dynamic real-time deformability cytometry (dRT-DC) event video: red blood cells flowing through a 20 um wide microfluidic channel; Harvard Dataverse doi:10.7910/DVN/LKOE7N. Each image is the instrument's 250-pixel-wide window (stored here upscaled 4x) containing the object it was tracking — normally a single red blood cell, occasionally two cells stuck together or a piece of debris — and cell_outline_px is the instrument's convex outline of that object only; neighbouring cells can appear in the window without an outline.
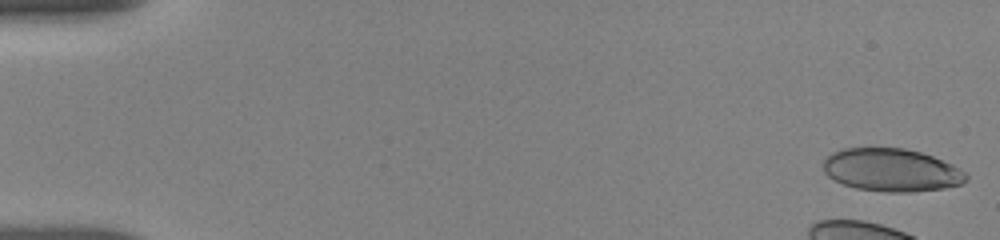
{"species": "human", "species_latin": "Homo sapiens", "temperature_condition": "room temperature", "stored_images_in_passage": 5, "camera_frame_rate_fps": 3000, "um_per_image_px": 0.085, "donor": {"sex": "female"}, "frame": {"image": 1, "passage_image": 1, "time_ms": 0.0, "image_size_px": [1000, 240], "cell_outline_px": [[968, 180], [960, 184], [944, 188], [912, 192], [884, 192], [856, 188], [844, 184], [828, 176], [824, 172], [824, 160], [832, 152], [840, 148], [904, 148], [920, 152], [932, 156], [952, 164], [964, 172], [968, 176]], "centroid_in_image_um": [75.77, 14.45], "position_along_channel_um": 9.2, "area_um2": 35.66}}